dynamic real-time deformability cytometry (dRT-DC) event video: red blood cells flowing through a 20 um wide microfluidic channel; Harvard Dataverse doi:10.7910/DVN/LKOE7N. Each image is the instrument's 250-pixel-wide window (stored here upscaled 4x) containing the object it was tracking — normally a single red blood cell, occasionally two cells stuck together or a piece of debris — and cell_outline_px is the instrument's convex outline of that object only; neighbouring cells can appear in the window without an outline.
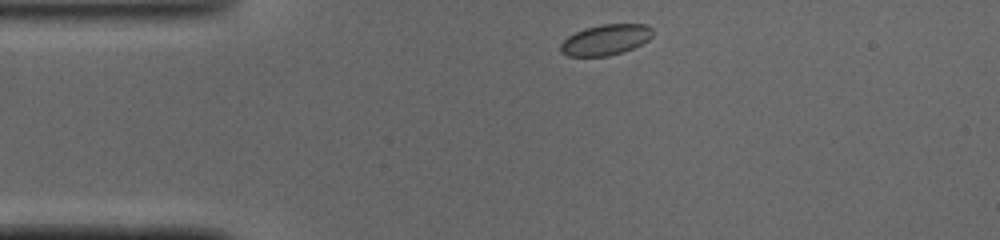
{"species": "common noctule bat (a hibernating species)", "species_latin": "Nyctalus noctula", "temperature_condition": "cold", "stored_images_in_passage": 40, "camera_frame_rate_fps": 3000, "um_per_image_px": 0.085, "animal": {"sex": "male", "body_mass_g": 19.0, "forearm_length_mm": 50.8}, "frame": {"image": 1, "passage_image": 1, "time_ms": 0.0, "image_size_px": [1000, 240], "cell_outline_px": [[652, 36], [648, 40], [624, 52], [608, 56], [568, 56], [560, 52], [560, 44], [568, 36], [584, 28], [600, 24], [648, 24], [652, 28]], "centroid_in_image_um": [51.47, 3.38], "position_along_channel_um": 33.5, "area_um2": 16.53}}
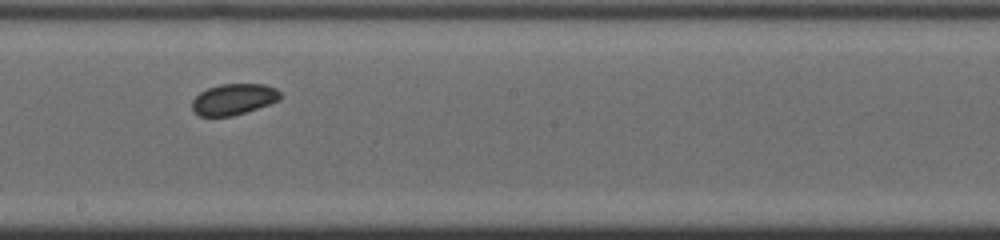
{"frame": {"image": 2, "passage_image": 18, "time_ms": 5.667, "image_size_px": [1000, 240], "cell_outline_px": [[284, 96], [280, 100], [232, 116], [200, 116], [192, 108], [192, 100], [200, 92], [208, 88], [220, 84], [264, 84], [276, 88]], "centroid_in_image_um": [19.88, 8.42], "position_along_channel_um": 228.3, "area_um2": 15.9}}
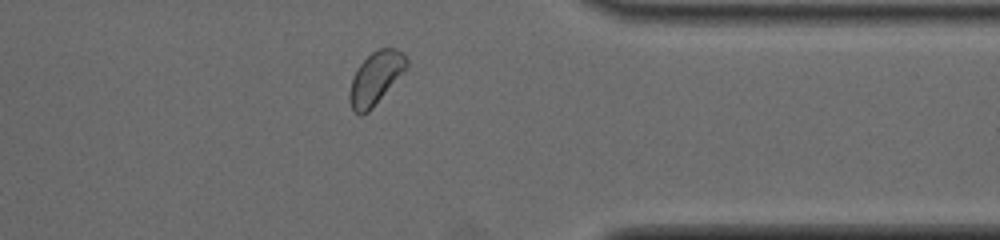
{"frame": {"image": 3, "passage_image": 30, "time_ms": 9.667, "image_size_px": [1000, 240], "cell_outline_px": [[408, 64], [372, 108], [368, 112], [360, 116], [352, 112], [348, 96], [352, 80], [360, 64], [372, 52], [380, 48], [396, 48], [404, 52], [408, 60]], "centroid_in_image_um": [31.9, 6.65], "position_along_channel_um": 379.5, "area_um2": 17.05}, "authors_computed_cell_mechanics": {"area_um2": 16.5308, "velocity_mm_per_s": 4.0472, "shape_relaxation_time_tau1_ms": 3.3661, "shape_relaxation_time_tau2_ms": 8.1693, "deformation_change_tau1": 0.044, "deformation_change_tau2": 0.0561}}